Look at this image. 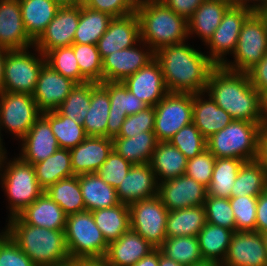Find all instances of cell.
<instances>
[{
	"label": "cell",
	"instance_id": "obj_16",
	"mask_svg": "<svg viewBox=\"0 0 267 266\" xmlns=\"http://www.w3.org/2000/svg\"><path fill=\"white\" fill-rule=\"evenodd\" d=\"M80 9L81 6L60 7L56 16L34 42V47L45 55L54 48L71 46L79 24Z\"/></svg>",
	"mask_w": 267,
	"mask_h": 266
},
{
	"label": "cell",
	"instance_id": "obj_43",
	"mask_svg": "<svg viewBox=\"0 0 267 266\" xmlns=\"http://www.w3.org/2000/svg\"><path fill=\"white\" fill-rule=\"evenodd\" d=\"M41 115L50 123L60 148L70 150L88 137L83 125L63 116L58 110L44 112Z\"/></svg>",
	"mask_w": 267,
	"mask_h": 266
},
{
	"label": "cell",
	"instance_id": "obj_71",
	"mask_svg": "<svg viewBox=\"0 0 267 266\" xmlns=\"http://www.w3.org/2000/svg\"><path fill=\"white\" fill-rule=\"evenodd\" d=\"M4 145H3V141L0 139V157L3 155V154H5V153H7L6 151V149H5V147H3Z\"/></svg>",
	"mask_w": 267,
	"mask_h": 266
},
{
	"label": "cell",
	"instance_id": "obj_36",
	"mask_svg": "<svg viewBox=\"0 0 267 266\" xmlns=\"http://www.w3.org/2000/svg\"><path fill=\"white\" fill-rule=\"evenodd\" d=\"M39 185L46 190L57 181L75 176L69 149L58 148L47 159L33 165Z\"/></svg>",
	"mask_w": 267,
	"mask_h": 266
},
{
	"label": "cell",
	"instance_id": "obj_34",
	"mask_svg": "<svg viewBox=\"0 0 267 266\" xmlns=\"http://www.w3.org/2000/svg\"><path fill=\"white\" fill-rule=\"evenodd\" d=\"M206 223L204 205L169 211L166 222L167 238L198 236Z\"/></svg>",
	"mask_w": 267,
	"mask_h": 266
},
{
	"label": "cell",
	"instance_id": "obj_25",
	"mask_svg": "<svg viewBox=\"0 0 267 266\" xmlns=\"http://www.w3.org/2000/svg\"><path fill=\"white\" fill-rule=\"evenodd\" d=\"M113 150L109 137L88 136L70 149L72 171L75 176L96 173Z\"/></svg>",
	"mask_w": 267,
	"mask_h": 266
},
{
	"label": "cell",
	"instance_id": "obj_30",
	"mask_svg": "<svg viewBox=\"0 0 267 266\" xmlns=\"http://www.w3.org/2000/svg\"><path fill=\"white\" fill-rule=\"evenodd\" d=\"M188 159L169 141L158 142L149 164L158 183L184 175Z\"/></svg>",
	"mask_w": 267,
	"mask_h": 266
},
{
	"label": "cell",
	"instance_id": "obj_13",
	"mask_svg": "<svg viewBox=\"0 0 267 266\" xmlns=\"http://www.w3.org/2000/svg\"><path fill=\"white\" fill-rule=\"evenodd\" d=\"M252 14L248 9L230 6L210 39L204 43L209 47L208 58L216 65L222 66L228 59L227 54L235 52L243 23Z\"/></svg>",
	"mask_w": 267,
	"mask_h": 266
},
{
	"label": "cell",
	"instance_id": "obj_45",
	"mask_svg": "<svg viewBox=\"0 0 267 266\" xmlns=\"http://www.w3.org/2000/svg\"><path fill=\"white\" fill-rule=\"evenodd\" d=\"M96 82L76 84L66 97L65 101L58 107V111L74 122L83 125L86 114L90 108L91 87Z\"/></svg>",
	"mask_w": 267,
	"mask_h": 266
},
{
	"label": "cell",
	"instance_id": "obj_8",
	"mask_svg": "<svg viewBox=\"0 0 267 266\" xmlns=\"http://www.w3.org/2000/svg\"><path fill=\"white\" fill-rule=\"evenodd\" d=\"M33 48L38 54L31 53L29 48L8 51L4 64L3 91L31 95L34 93L46 59L45 55L34 46Z\"/></svg>",
	"mask_w": 267,
	"mask_h": 266
},
{
	"label": "cell",
	"instance_id": "obj_1",
	"mask_svg": "<svg viewBox=\"0 0 267 266\" xmlns=\"http://www.w3.org/2000/svg\"><path fill=\"white\" fill-rule=\"evenodd\" d=\"M189 45L183 42L155 52L168 92L201 93L206 90L210 72L216 65L205 53Z\"/></svg>",
	"mask_w": 267,
	"mask_h": 266
},
{
	"label": "cell",
	"instance_id": "obj_27",
	"mask_svg": "<svg viewBox=\"0 0 267 266\" xmlns=\"http://www.w3.org/2000/svg\"><path fill=\"white\" fill-rule=\"evenodd\" d=\"M205 92L193 93L192 122L206 138L224 129L234 119Z\"/></svg>",
	"mask_w": 267,
	"mask_h": 266
},
{
	"label": "cell",
	"instance_id": "obj_7",
	"mask_svg": "<svg viewBox=\"0 0 267 266\" xmlns=\"http://www.w3.org/2000/svg\"><path fill=\"white\" fill-rule=\"evenodd\" d=\"M64 232L71 260L106 256L108 243L95 224L92 211L68 215Z\"/></svg>",
	"mask_w": 267,
	"mask_h": 266
},
{
	"label": "cell",
	"instance_id": "obj_23",
	"mask_svg": "<svg viewBox=\"0 0 267 266\" xmlns=\"http://www.w3.org/2000/svg\"><path fill=\"white\" fill-rule=\"evenodd\" d=\"M120 203L127 205L158 195V182L149 163L134 164L116 189Z\"/></svg>",
	"mask_w": 267,
	"mask_h": 266
},
{
	"label": "cell",
	"instance_id": "obj_50",
	"mask_svg": "<svg viewBox=\"0 0 267 266\" xmlns=\"http://www.w3.org/2000/svg\"><path fill=\"white\" fill-rule=\"evenodd\" d=\"M255 196L230 197V205L234 213L236 231H256V207Z\"/></svg>",
	"mask_w": 267,
	"mask_h": 266
},
{
	"label": "cell",
	"instance_id": "obj_69",
	"mask_svg": "<svg viewBox=\"0 0 267 266\" xmlns=\"http://www.w3.org/2000/svg\"><path fill=\"white\" fill-rule=\"evenodd\" d=\"M135 6L144 4V3H149L150 1H155V0H130Z\"/></svg>",
	"mask_w": 267,
	"mask_h": 266
},
{
	"label": "cell",
	"instance_id": "obj_17",
	"mask_svg": "<svg viewBox=\"0 0 267 266\" xmlns=\"http://www.w3.org/2000/svg\"><path fill=\"white\" fill-rule=\"evenodd\" d=\"M222 266H267L262 234L256 231H235Z\"/></svg>",
	"mask_w": 267,
	"mask_h": 266
},
{
	"label": "cell",
	"instance_id": "obj_62",
	"mask_svg": "<svg viewBox=\"0 0 267 266\" xmlns=\"http://www.w3.org/2000/svg\"><path fill=\"white\" fill-rule=\"evenodd\" d=\"M159 265V248H155L148 255L144 256L133 266H158Z\"/></svg>",
	"mask_w": 267,
	"mask_h": 266
},
{
	"label": "cell",
	"instance_id": "obj_64",
	"mask_svg": "<svg viewBox=\"0 0 267 266\" xmlns=\"http://www.w3.org/2000/svg\"><path fill=\"white\" fill-rule=\"evenodd\" d=\"M59 7L82 6L85 0H53Z\"/></svg>",
	"mask_w": 267,
	"mask_h": 266
},
{
	"label": "cell",
	"instance_id": "obj_18",
	"mask_svg": "<svg viewBox=\"0 0 267 266\" xmlns=\"http://www.w3.org/2000/svg\"><path fill=\"white\" fill-rule=\"evenodd\" d=\"M76 83L45 64L32 94L41 113L55 111L65 101Z\"/></svg>",
	"mask_w": 267,
	"mask_h": 266
},
{
	"label": "cell",
	"instance_id": "obj_15",
	"mask_svg": "<svg viewBox=\"0 0 267 266\" xmlns=\"http://www.w3.org/2000/svg\"><path fill=\"white\" fill-rule=\"evenodd\" d=\"M207 187L187 175L158 183V196L168 211L204 205Z\"/></svg>",
	"mask_w": 267,
	"mask_h": 266
},
{
	"label": "cell",
	"instance_id": "obj_29",
	"mask_svg": "<svg viewBox=\"0 0 267 266\" xmlns=\"http://www.w3.org/2000/svg\"><path fill=\"white\" fill-rule=\"evenodd\" d=\"M229 7L230 5L222 1L205 0L188 20V37L196 34L206 43L220 25Z\"/></svg>",
	"mask_w": 267,
	"mask_h": 266
},
{
	"label": "cell",
	"instance_id": "obj_66",
	"mask_svg": "<svg viewBox=\"0 0 267 266\" xmlns=\"http://www.w3.org/2000/svg\"><path fill=\"white\" fill-rule=\"evenodd\" d=\"M261 111L265 124H267V89L261 93Z\"/></svg>",
	"mask_w": 267,
	"mask_h": 266
},
{
	"label": "cell",
	"instance_id": "obj_38",
	"mask_svg": "<svg viewBox=\"0 0 267 266\" xmlns=\"http://www.w3.org/2000/svg\"><path fill=\"white\" fill-rule=\"evenodd\" d=\"M233 234L230 229L206 222L197 236L203 259L223 263Z\"/></svg>",
	"mask_w": 267,
	"mask_h": 266
},
{
	"label": "cell",
	"instance_id": "obj_59",
	"mask_svg": "<svg viewBox=\"0 0 267 266\" xmlns=\"http://www.w3.org/2000/svg\"><path fill=\"white\" fill-rule=\"evenodd\" d=\"M256 160L261 164L267 174V124L259 130L258 154Z\"/></svg>",
	"mask_w": 267,
	"mask_h": 266
},
{
	"label": "cell",
	"instance_id": "obj_9",
	"mask_svg": "<svg viewBox=\"0 0 267 266\" xmlns=\"http://www.w3.org/2000/svg\"><path fill=\"white\" fill-rule=\"evenodd\" d=\"M267 53V29L258 13H252L243 23L233 62L227 60L222 66L235 72H247Z\"/></svg>",
	"mask_w": 267,
	"mask_h": 266
},
{
	"label": "cell",
	"instance_id": "obj_39",
	"mask_svg": "<svg viewBox=\"0 0 267 266\" xmlns=\"http://www.w3.org/2000/svg\"><path fill=\"white\" fill-rule=\"evenodd\" d=\"M267 190V174L257 161L244 162L231 190V197H258Z\"/></svg>",
	"mask_w": 267,
	"mask_h": 266
},
{
	"label": "cell",
	"instance_id": "obj_65",
	"mask_svg": "<svg viewBox=\"0 0 267 266\" xmlns=\"http://www.w3.org/2000/svg\"><path fill=\"white\" fill-rule=\"evenodd\" d=\"M158 266H183L175 262L171 258L165 256L159 249V265Z\"/></svg>",
	"mask_w": 267,
	"mask_h": 266
},
{
	"label": "cell",
	"instance_id": "obj_60",
	"mask_svg": "<svg viewBox=\"0 0 267 266\" xmlns=\"http://www.w3.org/2000/svg\"><path fill=\"white\" fill-rule=\"evenodd\" d=\"M69 266H110L105 257L101 258H78L71 260Z\"/></svg>",
	"mask_w": 267,
	"mask_h": 266
},
{
	"label": "cell",
	"instance_id": "obj_6",
	"mask_svg": "<svg viewBox=\"0 0 267 266\" xmlns=\"http://www.w3.org/2000/svg\"><path fill=\"white\" fill-rule=\"evenodd\" d=\"M264 125L235 119L207 139V149L216 158L254 161L258 154L259 130Z\"/></svg>",
	"mask_w": 267,
	"mask_h": 266
},
{
	"label": "cell",
	"instance_id": "obj_35",
	"mask_svg": "<svg viewBox=\"0 0 267 266\" xmlns=\"http://www.w3.org/2000/svg\"><path fill=\"white\" fill-rule=\"evenodd\" d=\"M109 111L108 92L99 83H95L91 87L90 108L83 123L87 136L107 137Z\"/></svg>",
	"mask_w": 267,
	"mask_h": 266
},
{
	"label": "cell",
	"instance_id": "obj_41",
	"mask_svg": "<svg viewBox=\"0 0 267 266\" xmlns=\"http://www.w3.org/2000/svg\"><path fill=\"white\" fill-rule=\"evenodd\" d=\"M112 19L113 17L106 13L82 5L73 43L97 45Z\"/></svg>",
	"mask_w": 267,
	"mask_h": 266
},
{
	"label": "cell",
	"instance_id": "obj_28",
	"mask_svg": "<svg viewBox=\"0 0 267 266\" xmlns=\"http://www.w3.org/2000/svg\"><path fill=\"white\" fill-rule=\"evenodd\" d=\"M24 223L49 230H65L67 215L46 192L17 215Z\"/></svg>",
	"mask_w": 267,
	"mask_h": 266
},
{
	"label": "cell",
	"instance_id": "obj_4",
	"mask_svg": "<svg viewBox=\"0 0 267 266\" xmlns=\"http://www.w3.org/2000/svg\"><path fill=\"white\" fill-rule=\"evenodd\" d=\"M136 13L140 22V40L154 52L189 39L188 21L160 0L136 6Z\"/></svg>",
	"mask_w": 267,
	"mask_h": 266
},
{
	"label": "cell",
	"instance_id": "obj_72",
	"mask_svg": "<svg viewBox=\"0 0 267 266\" xmlns=\"http://www.w3.org/2000/svg\"><path fill=\"white\" fill-rule=\"evenodd\" d=\"M262 236H263V240L265 243V249H266V253H267V231L262 233Z\"/></svg>",
	"mask_w": 267,
	"mask_h": 266
},
{
	"label": "cell",
	"instance_id": "obj_58",
	"mask_svg": "<svg viewBox=\"0 0 267 266\" xmlns=\"http://www.w3.org/2000/svg\"><path fill=\"white\" fill-rule=\"evenodd\" d=\"M267 231V190L262 192L257 199L256 207V232Z\"/></svg>",
	"mask_w": 267,
	"mask_h": 266
},
{
	"label": "cell",
	"instance_id": "obj_51",
	"mask_svg": "<svg viewBox=\"0 0 267 266\" xmlns=\"http://www.w3.org/2000/svg\"><path fill=\"white\" fill-rule=\"evenodd\" d=\"M215 162L216 157L206 149L201 154L187 161L184 174L208 187L212 179Z\"/></svg>",
	"mask_w": 267,
	"mask_h": 266
},
{
	"label": "cell",
	"instance_id": "obj_47",
	"mask_svg": "<svg viewBox=\"0 0 267 266\" xmlns=\"http://www.w3.org/2000/svg\"><path fill=\"white\" fill-rule=\"evenodd\" d=\"M74 50L80 73L89 82H102V59L97 45L76 44L71 45Z\"/></svg>",
	"mask_w": 267,
	"mask_h": 266
},
{
	"label": "cell",
	"instance_id": "obj_55",
	"mask_svg": "<svg viewBox=\"0 0 267 266\" xmlns=\"http://www.w3.org/2000/svg\"><path fill=\"white\" fill-rule=\"evenodd\" d=\"M84 6L100 11L113 18L124 17L136 12V6L130 0H85Z\"/></svg>",
	"mask_w": 267,
	"mask_h": 266
},
{
	"label": "cell",
	"instance_id": "obj_48",
	"mask_svg": "<svg viewBox=\"0 0 267 266\" xmlns=\"http://www.w3.org/2000/svg\"><path fill=\"white\" fill-rule=\"evenodd\" d=\"M169 142L175 146L188 160L201 154L207 149V139L199 129L190 123L183 126Z\"/></svg>",
	"mask_w": 267,
	"mask_h": 266
},
{
	"label": "cell",
	"instance_id": "obj_20",
	"mask_svg": "<svg viewBox=\"0 0 267 266\" xmlns=\"http://www.w3.org/2000/svg\"><path fill=\"white\" fill-rule=\"evenodd\" d=\"M122 83L147 106H155L168 93L160 63L155 58Z\"/></svg>",
	"mask_w": 267,
	"mask_h": 266
},
{
	"label": "cell",
	"instance_id": "obj_5",
	"mask_svg": "<svg viewBox=\"0 0 267 266\" xmlns=\"http://www.w3.org/2000/svg\"><path fill=\"white\" fill-rule=\"evenodd\" d=\"M6 154L0 157V184L7 195L9 219L31 205L44 192V189L37 181L32 164L18 156L8 161Z\"/></svg>",
	"mask_w": 267,
	"mask_h": 266
},
{
	"label": "cell",
	"instance_id": "obj_32",
	"mask_svg": "<svg viewBox=\"0 0 267 266\" xmlns=\"http://www.w3.org/2000/svg\"><path fill=\"white\" fill-rule=\"evenodd\" d=\"M113 150L134 164L149 163L158 143L154 131H144L131 138L114 137Z\"/></svg>",
	"mask_w": 267,
	"mask_h": 266
},
{
	"label": "cell",
	"instance_id": "obj_26",
	"mask_svg": "<svg viewBox=\"0 0 267 266\" xmlns=\"http://www.w3.org/2000/svg\"><path fill=\"white\" fill-rule=\"evenodd\" d=\"M154 249L136 231L129 229L118 240L108 244L105 259L110 266H133Z\"/></svg>",
	"mask_w": 267,
	"mask_h": 266
},
{
	"label": "cell",
	"instance_id": "obj_63",
	"mask_svg": "<svg viewBox=\"0 0 267 266\" xmlns=\"http://www.w3.org/2000/svg\"><path fill=\"white\" fill-rule=\"evenodd\" d=\"M8 51V49L0 47V93L3 91L4 64Z\"/></svg>",
	"mask_w": 267,
	"mask_h": 266
},
{
	"label": "cell",
	"instance_id": "obj_11",
	"mask_svg": "<svg viewBox=\"0 0 267 266\" xmlns=\"http://www.w3.org/2000/svg\"><path fill=\"white\" fill-rule=\"evenodd\" d=\"M41 116L37 103L28 93H0V139L1 129L12 133L18 140L22 139ZM4 127V128H3Z\"/></svg>",
	"mask_w": 267,
	"mask_h": 266
},
{
	"label": "cell",
	"instance_id": "obj_54",
	"mask_svg": "<svg viewBox=\"0 0 267 266\" xmlns=\"http://www.w3.org/2000/svg\"><path fill=\"white\" fill-rule=\"evenodd\" d=\"M0 266H36L3 230L0 232Z\"/></svg>",
	"mask_w": 267,
	"mask_h": 266
},
{
	"label": "cell",
	"instance_id": "obj_61",
	"mask_svg": "<svg viewBox=\"0 0 267 266\" xmlns=\"http://www.w3.org/2000/svg\"><path fill=\"white\" fill-rule=\"evenodd\" d=\"M266 3L267 0H237V7L248 9L252 13H258Z\"/></svg>",
	"mask_w": 267,
	"mask_h": 266
},
{
	"label": "cell",
	"instance_id": "obj_31",
	"mask_svg": "<svg viewBox=\"0 0 267 266\" xmlns=\"http://www.w3.org/2000/svg\"><path fill=\"white\" fill-rule=\"evenodd\" d=\"M79 185L87 211L120 204L116 189L108 185L97 173L79 175Z\"/></svg>",
	"mask_w": 267,
	"mask_h": 266
},
{
	"label": "cell",
	"instance_id": "obj_46",
	"mask_svg": "<svg viewBox=\"0 0 267 266\" xmlns=\"http://www.w3.org/2000/svg\"><path fill=\"white\" fill-rule=\"evenodd\" d=\"M46 64L76 84L89 82L79 70L72 46L54 48L45 54Z\"/></svg>",
	"mask_w": 267,
	"mask_h": 266
},
{
	"label": "cell",
	"instance_id": "obj_12",
	"mask_svg": "<svg viewBox=\"0 0 267 266\" xmlns=\"http://www.w3.org/2000/svg\"><path fill=\"white\" fill-rule=\"evenodd\" d=\"M130 229L155 248H159L166 236V222L169 211L158 195L133 202L129 205Z\"/></svg>",
	"mask_w": 267,
	"mask_h": 266
},
{
	"label": "cell",
	"instance_id": "obj_56",
	"mask_svg": "<svg viewBox=\"0 0 267 266\" xmlns=\"http://www.w3.org/2000/svg\"><path fill=\"white\" fill-rule=\"evenodd\" d=\"M251 85L261 94L267 89V53L247 72Z\"/></svg>",
	"mask_w": 267,
	"mask_h": 266
},
{
	"label": "cell",
	"instance_id": "obj_44",
	"mask_svg": "<svg viewBox=\"0 0 267 266\" xmlns=\"http://www.w3.org/2000/svg\"><path fill=\"white\" fill-rule=\"evenodd\" d=\"M159 249L165 256L183 266H192L204 260L197 236L166 238Z\"/></svg>",
	"mask_w": 267,
	"mask_h": 266
},
{
	"label": "cell",
	"instance_id": "obj_40",
	"mask_svg": "<svg viewBox=\"0 0 267 266\" xmlns=\"http://www.w3.org/2000/svg\"><path fill=\"white\" fill-rule=\"evenodd\" d=\"M44 192L63 209L67 216L85 211L79 175L59 180Z\"/></svg>",
	"mask_w": 267,
	"mask_h": 266
},
{
	"label": "cell",
	"instance_id": "obj_21",
	"mask_svg": "<svg viewBox=\"0 0 267 266\" xmlns=\"http://www.w3.org/2000/svg\"><path fill=\"white\" fill-rule=\"evenodd\" d=\"M140 41V22L136 12L113 18L107 31L98 40L97 48L101 59L115 51L133 47Z\"/></svg>",
	"mask_w": 267,
	"mask_h": 266
},
{
	"label": "cell",
	"instance_id": "obj_22",
	"mask_svg": "<svg viewBox=\"0 0 267 266\" xmlns=\"http://www.w3.org/2000/svg\"><path fill=\"white\" fill-rule=\"evenodd\" d=\"M33 46L22 20L19 0H0V47L18 50Z\"/></svg>",
	"mask_w": 267,
	"mask_h": 266
},
{
	"label": "cell",
	"instance_id": "obj_2",
	"mask_svg": "<svg viewBox=\"0 0 267 266\" xmlns=\"http://www.w3.org/2000/svg\"><path fill=\"white\" fill-rule=\"evenodd\" d=\"M205 93L234 120L265 124L261 94L251 85L247 73L215 66L210 72Z\"/></svg>",
	"mask_w": 267,
	"mask_h": 266
},
{
	"label": "cell",
	"instance_id": "obj_67",
	"mask_svg": "<svg viewBox=\"0 0 267 266\" xmlns=\"http://www.w3.org/2000/svg\"><path fill=\"white\" fill-rule=\"evenodd\" d=\"M192 266H222V263L211 261V260H203Z\"/></svg>",
	"mask_w": 267,
	"mask_h": 266
},
{
	"label": "cell",
	"instance_id": "obj_42",
	"mask_svg": "<svg viewBox=\"0 0 267 266\" xmlns=\"http://www.w3.org/2000/svg\"><path fill=\"white\" fill-rule=\"evenodd\" d=\"M244 162L235 158H216L212 179L207 187V194L229 199L239 169Z\"/></svg>",
	"mask_w": 267,
	"mask_h": 266
},
{
	"label": "cell",
	"instance_id": "obj_19",
	"mask_svg": "<svg viewBox=\"0 0 267 266\" xmlns=\"http://www.w3.org/2000/svg\"><path fill=\"white\" fill-rule=\"evenodd\" d=\"M110 99V111L107 122V137L118 136L121 126L128 115H133L148 107L142 100L130 92L122 82L99 83Z\"/></svg>",
	"mask_w": 267,
	"mask_h": 266
},
{
	"label": "cell",
	"instance_id": "obj_70",
	"mask_svg": "<svg viewBox=\"0 0 267 266\" xmlns=\"http://www.w3.org/2000/svg\"><path fill=\"white\" fill-rule=\"evenodd\" d=\"M227 3L230 6H237V0H218Z\"/></svg>",
	"mask_w": 267,
	"mask_h": 266
},
{
	"label": "cell",
	"instance_id": "obj_33",
	"mask_svg": "<svg viewBox=\"0 0 267 266\" xmlns=\"http://www.w3.org/2000/svg\"><path fill=\"white\" fill-rule=\"evenodd\" d=\"M19 3L25 29L35 42L56 16L60 7L53 0H19Z\"/></svg>",
	"mask_w": 267,
	"mask_h": 266
},
{
	"label": "cell",
	"instance_id": "obj_37",
	"mask_svg": "<svg viewBox=\"0 0 267 266\" xmlns=\"http://www.w3.org/2000/svg\"><path fill=\"white\" fill-rule=\"evenodd\" d=\"M95 224L101 230L106 242L118 240L130 229L129 205L120 203L113 207L92 211Z\"/></svg>",
	"mask_w": 267,
	"mask_h": 266
},
{
	"label": "cell",
	"instance_id": "obj_14",
	"mask_svg": "<svg viewBox=\"0 0 267 266\" xmlns=\"http://www.w3.org/2000/svg\"><path fill=\"white\" fill-rule=\"evenodd\" d=\"M154 58L155 52L141 40L139 45L115 51L102 59V82H122Z\"/></svg>",
	"mask_w": 267,
	"mask_h": 266
},
{
	"label": "cell",
	"instance_id": "obj_53",
	"mask_svg": "<svg viewBox=\"0 0 267 266\" xmlns=\"http://www.w3.org/2000/svg\"><path fill=\"white\" fill-rule=\"evenodd\" d=\"M155 122V108L148 106L136 114L128 115L116 137L131 138L144 131H153Z\"/></svg>",
	"mask_w": 267,
	"mask_h": 266
},
{
	"label": "cell",
	"instance_id": "obj_49",
	"mask_svg": "<svg viewBox=\"0 0 267 266\" xmlns=\"http://www.w3.org/2000/svg\"><path fill=\"white\" fill-rule=\"evenodd\" d=\"M206 222L236 231V222L230 200L207 195L204 202Z\"/></svg>",
	"mask_w": 267,
	"mask_h": 266
},
{
	"label": "cell",
	"instance_id": "obj_24",
	"mask_svg": "<svg viewBox=\"0 0 267 266\" xmlns=\"http://www.w3.org/2000/svg\"><path fill=\"white\" fill-rule=\"evenodd\" d=\"M20 142L19 157L32 165L47 159L60 148L50 123L42 115Z\"/></svg>",
	"mask_w": 267,
	"mask_h": 266
},
{
	"label": "cell",
	"instance_id": "obj_68",
	"mask_svg": "<svg viewBox=\"0 0 267 266\" xmlns=\"http://www.w3.org/2000/svg\"><path fill=\"white\" fill-rule=\"evenodd\" d=\"M258 14H259L260 17L264 20L265 25H266V29H267V3H266L265 6L258 12Z\"/></svg>",
	"mask_w": 267,
	"mask_h": 266
},
{
	"label": "cell",
	"instance_id": "obj_3",
	"mask_svg": "<svg viewBox=\"0 0 267 266\" xmlns=\"http://www.w3.org/2000/svg\"><path fill=\"white\" fill-rule=\"evenodd\" d=\"M4 231L36 266H67L71 259L64 230H49L9 218Z\"/></svg>",
	"mask_w": 267,
	"mask_h": 266
},
{
	"label": "cell",
	"instance_id": "obj_52",
	"mask_svg": "<svg viewBox=\"0 0 267 266\" xmlns=\"http://www.w3.org/2000/svg\"><path fill=\"white\" fill-rule=\"evenodd\" d=\"M132 164L117 154L114 150L96 172L108 185L114 189L120 185L121 181L128 174Z\"/></svg>",
	"mask_w": 267,
	"mask_h": 266
},
{
	"label": "cell",
	"instance_id": "obj_10",
	"mask_svg": "<svg viewBox=\"0 0 267 266\" xmlns=\"http://www.w3.org/2000/svg\"><path fill=\"white\" fill-rule=\"evenodd\" d=\"M154 108L156 139L168 142L183 126L192 123L193 93L168 92Z\"/></svg>",
	"mask_w": 267,
	"mask_h": 266
},
{
	"label": "cell",
	"instance_id": "obj_57",
	"mask_svg": "<svg viewBox=\"0 0 267 266\" xmlns=\"http://www.w3.org/2000/svg\"><path fill=\"white\" fill-rule=\"evenodd\" d=\"M165 6L187 21L205 0H160Z\"/></svg>",
	"mask_w": 267,
	"mask_h": 266
}]
</instances>
